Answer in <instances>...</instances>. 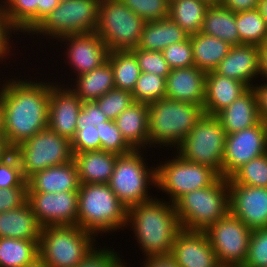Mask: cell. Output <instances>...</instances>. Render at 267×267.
<instances>
[{
	"mask_svg": "<svg viewBox=\"0 0 267 267\" xmlns=\"http://www.w3.org/2000/svg\"><path fill=\"white\" fill-rule=\"evenodd\" d=\"M102 150L118 155H126L134 149L123 138L115 121L107 120L104 122Z\"/></svg>",
	"mask_w": 267,
	"mask_h": 267,
	"instance_id": "46",
	"label": "cell"
},
{
	"mask_svg": "<svg viewBox=\"0 0 267 267\" xmlns=\"http://www.w3.org/2000/svg\"><path fill=\"white\" fill-rule=\"evenodd\" d=\"M25 181L14 153L0 163V189L20 187Z\"/></svg>",
	"mask_w": 267,
	"mask_h": 267,
	"instance_id": "47",
	"label": "cell"
},
{
	"mask_svg": "<svg viewBox=\"0 0 267 267\" xmlns=\"http://www.w3.org/2000/svg\"><path fill=\"white\" fill-rule=\"evenodd\" d=\"M121 258L114 248L99 245L98 248L95 246L75 267H120L125 262Z\"/></svg>",
	"mask_w": 267,
	"mask_h": 267,
	"instance_id": "45",
	"label": "cell"
},
{
	"mask_svg": "<svg viewBox=\"0 0 267 267\" xmlns=\"http://www.w3.org/2000/svg\"><path fill=\"white\" fill-rule=\"evenodd\" d=\"M118 156L103 150L75 153L73 159L77 165L80 183H108Z\"/></svg>",
	"mask_w": 267,
	"mask_h": 267,
	"instance_id": "27",
	"label": "cell"
},
{
	"mask_svg": "<svg viewBox=\"0 0 267 267\" xmlns=\"http://www.w3.org/2000/svg\"><path fill=\"white\" fill-rule=\"evenodd\" d=\"M148 104L133 102L114 121L134 150L150 149Z\"/></svg>",
	"mask_w": 267,
	"mask_h": 267,
	"instance_id": "26",
	"label": "cell"
},
{
	"mask_svg": "<svg viewBox=\"0 0 267 267\" xmlns=\"http://www.w3.org/2000/svg\"><path fill=\"white\" fill-rule=\"evenodd\" d=\"M228 184L267 188V153L243 164L228 178Z\"/></svg>",
	"mask_w": 267,
	"mask_h": 267,
	"instance_id": "38",
	"label": "cell"
},
{
	"mask_svg": "<svg viewBox=\"0 0 267 267\" xmlns=\"http://www.w3.org/2000/svg\"><path fill=\"white\" fill-rule=\"evenodd\" d=\"M172 158L156 165V191L164 192L171 203L193 190L208 187L220 175L211 167L183 159L176 151Z\"/></svg>",
	"mask_w": 267,
	"mask_h": 267,
	"instance_id": "10",
	"label": "cell"
},
{
	"mask_svg": "<svg viewBox=\"0 0 267 267\" xmlns=\"http://www.w3.org/2000/svg\"><path fill=\"white\" fill-rule=\"evenodd\" d=\"M27 202L41 227L77 225L78 191L27 192Z\"/></svg>",
	"mask_w": 267,
	"mask_h": 267,
	"instance_id": "15",
	"label": "cell"
},
{
	"mask_svg": "<svg viewBox=\"0 0 267 267\" xmlns=\"http://www.w3.org/2000/svg\"><path fill=\"white\" fill-rule=\"evenodd\" d=\"M260 73L261 79H267V41L259 46Z\"/></svg>",
	"mask_w": 267,
	"mask_h": 267,
	"instance_id": "54",
	"label": "cell"
},
{
	"mask_svg": "<svg viewBox=\"0 0 267 267\" xmlns=\"http://www.w3.org/2000/svg\"><path fill=\"white\" fill-rule=\"evenodd\" d=\"M59 43L64 44V60L76 75L90 72L100 67L107 61L109 51L106 44L96 32L66 35L58 39ZM67 61V62H66Z\"/></svg>",
	"mask_w": 267,
	"mask_h": 267,
	"instance_id": "16",
	"label": "cell"
},
{
	"mask_svg": "<svg viewBox=\"0 0 267 267\" xmlns=\"http://www.w3.org/2000/svg\"><path fill=\"white\" fill-rule=\"evenodd\" d=\"M10 77L0 78V110L4 136L15 148L48 127L50 91L54 81H45L43 77L39 81L30 77L23 79L26 74Z\"/></svg>",
	"mask_w": 267,
	"mask_h": 267,
	"instance_id": "1",
	"label": "cell"
},
{
	"mask_svg": "<svg viewBox=\"0 0 267 267\" xmlns=\"http://www.w3.org/2000/svg\"><path fill=\"white\" fill-rule=\"evenodd\" d=\"M150 148L176 150L204 116L202 105L161 98L148 105ZM174 150H173V149Z\"/></svg>",
	"mask_w": 267,
	"mask_h": 267,
	"instance_id": "4",
	"label": "cell"
},
{
	"mask_svg": "<svg viewBox=\"0 0 267 267\" xmlns=\"http://www.w3.org/2000/svg\"><path fill=\"white\" fill-rule=\"evenodd\" d=\"M190 35L170 17L144 24L136 48L146 51H163L167 46L187 40Z\"/></svg>",
	"mask_w": 267,
	"mask_h": 267,
	"instance_id": "29",
	"label": "cell"
},
{
	"mask_svg": "<svg viewBox=\"0 0 267 267\" xmlns=\"http://www.w3.org/2000/svg\"><path fill=\"white\" fill-rule=\"evenodd\" d=\"M95 102L106 117L114 121L134 101L131 92L113 88Z\"/></svg>",
	"mask_w": 267,
	"mask_h": 267,
	"instance_id": "40",
	"label": "cell"
},
{
	"mask_svg": "<svg viewBox=\"0 0 267 267\" xmlns=\"http://www.w3.org/2000/svg\"><path fill=\"white\" fill-rule=\"evenodd\" d=\"M28 182L20 187L0 189V213L21 207L27 202Z\"/></svg>",
	"mask_w": 267,
	"mask_h": 267,
	"instance_id": "49",
	"label": "cell"
},
{
	"mask_svg": "<svg viewBox=\"0 0 267 267\" xmlns=\"http://www.w3.org/2000/svg\"><path fill=\"white\" fill-rule=\"evenodd\" d=\"M207 3L208 5H217L221 4L222 0H201Z\"/></svg>",
	"mask_w": 267,
	"mask_h": 267,
	"instance_id": "59",
	"label": "cell"
},
{
	"mask_svg": "<svg viewBox=\"0 0 267 267\" xmlns=\"http://www.w3.org/2000/svg\"><path fill=\"white\" fill-rule=\"evenodd\" d=\"M214 71L253 88L255 80L259 81L258 78L261 77L259 46L249 44L232 46Z\"/></svg>",
	"mask_w": 267,
	"mask_h": 267,
	"instance_id": "20",
	"label": "cell"
},
{
	"mask_svg": "<svg viewBox=\"0 0 267 267\" xmlns=\"http://www.w3.org/2000/svg\"><path fill=\"white\" fill-rule=\"evenodd\" d=\"M252 232L230 212L204 231L221 267L244 265Z\"/></svg>",
	"mask_w": 267,
	"mask_h": 267,
	"instance_id": "13",
	"label": "cell"
},
{
	"mask_svg": "<svg viewBox=\"0 0 267 267\" xmlns=\"http://www.w3.org/2000/svg\"><path fill=\"white\" fill-rule=\"evenodd\" d=\"M12 34L19 35L20 33H17V31L10 25L7 15L5 13L3 1L0 0V62L1 64L3 62L10 60L11 56L14 57L13 54L15 52H13L12 45H15L14 44L15 42L13 41L14 39H12L13 38Z\"/></svg>",
	"mask_w": 267,
	"mask_h": 267,
	"instance_id": "48",
	"label": "cell"
},
{
	"mask_svg": "<svg viewBox=\"0 0 267 267\" xmlns=\"http://www.w3.org/2000/svg\"><path fill=\"white\" fill-rule=\"evenodd\" d=\"M194 66L206 72L213 71L229 53L231 45L202 32L190 35Z\"/></svg>",
	"mask_w": 267,
	"mask_h": 267,
	"instance_id": "32",
	"label": "cell"
},
{
	"mask_svg": "<svg viewBox=\"0 0 267 267\" xmlns=\"http://www.w3.org/2000/svg\"><path fill=\"white\" fill-rule=\"evenodd\" d=\"M206 74L196 66L171 69L166 78V98L203 106Z\"/></svg>",
	"mask_w": 267,
	"mask_h": 267,
	"instance_id": "22",
	"label": "cell"
},
{
	"mask_svg": "<svg viewBox=\"0 0 267 267\" xmlns=\"http://www.w3.org/2000/svg\"><path fill=\"white\" fill-rule=\"evenodd\" d=\"M208 6L201 0H174L170 2L169 17L192 35L201 32Z\"/></svg>",
	"mask_w": 267,
	"mask_h": 267,
	"instance_id": "34",
	"label": "cell"
},
{
	"mask_svg": "<svg viewBox=\"0 0 267 267\" xmlns=\"http://www.w3.org/2000/svg\"><path fill=\"white\" fill-rule=\"evenodd\" d=\"M226 134L251 128L261 121L256 92L249 88L230 106L215 115Z\"/></svg>",
	"mask_w": 267,
	"mask_h": 267,
	"instance_id": "25",
	"label": "cell"
},
{
	"mask_svg": "<svg viewBox=\"0 0 267 267\" xmlns=\"http://www.w3.org/2000/svg\"><path fill=\"white\" fill-rule=\"evenodd\" d=\"M131 52L135 55L141 73H152L167 78L171 68L164 59L162 51H146L134 48Z\"/></svg>",
	"mask_w": 267,
	"mask_h": 267,
	"instance_id": "42",
	"label": "cell"
},
{
	"mask_svg": "<svg viewBox=\"0 0 267 267\" xmlns=\"http://www.w3.org/2000/svg\"><path fill=\"white\" fill-rule=\"evenodd\" d=\"M127 214L128 208L108 183L80 184L77 213V225L80 228L96 237L112 234L119 229L124 231Z\"/></svg>",
	"mask_w": 267,
	"mask_h": 267,
	"instance_id": "3",
	"label": "cell"
},
{
	"mask_svg": "<svg viewBox=\"0 0 267 267\" xmlns=\"http://www.w3.org/2000/svg\"><path fill=\"white\" fill-rule=\"evenodd\" d=\"M242 267H267V228L253 230Z\"/></svg>",
	"mask_w": 267,
	"mask_h": 267,
	"instance_id": "43",
	"label": "cell"
},
{
	"mask_svg": "<svg viewBox=\"0 0 267 267\" xmlns=\"http://www.w3.org/2000/svg\"><path fill=\"white\" fill-rule=\"evenodd\" d=\"M259 81H257L256 84H254L253 89L256 92L258 111L261 120L267 122V79L266 80L261 79ZM261 81H266V82L261 83Z\"/></svg>",
	"mask_w": 267,
	"mask_h": 267,
	"instance_id": "50",
	"label": "cell"
},
{
	"mask_svg": "<svg viewBox=\"0 0 267 267\" xmlns=\"http://www.w3.org/2000/svg\"><path fill=\"white\" fill-rule=\"evenodd\" d=\"M41 228L28 202L0 213V238L40 240Z\"/></svg>",
	"mask_w": 267,
	"mask_h": 267,
	"instance_id": "28",
	"label": "cell"
},
{
	"mask_svg": "<svg viewBox=\"0 0 267 267\" xmlns=\"http://www.w3.org/2000/svg\"><path fill=\"white\" fill-rule=\"evenodd\" d=\"M96 239L78 225L45 226L41 228L39 258L48 267H75L99 245Z\"/></svg>",
	"mask_w": 267,
	"mask_h": 267,
	"instance_id": "6",
	"label": "cell"
},
{
	"mask_svg": "<svg viewBox=\"0 0 267 267\" xmlns=\"http://www.w3.org/2000/svg\"><path fill=\"white\" fill-rule=\"evenodd\" d=\"M141 263V267H179L170 255L149 257Z\"/></svg>",
	"mask_w": 267,
	"mask_h": 267,
	"instance_id": "52",
	"label": "cell"
},
{
	"mask_svg": "<svg viewBox=\"0 0 267 267\" xmlns=\"http://www.w3.org/2000/svg\"><path fill=\"white\" fill-rule=\"evenodd\" d=\"M14 153V148L9 144L6 137L0 138V163Z\"/></svg>",
	"mask_w": 267,
	"mask_h": 267,
	"instance_id": "55",
	"label": "cell"
},
{
	"mask_svg": "<svg viewBox=\"0 0 267 267\" xmlns=\"http://www.w3.org/2000/svg\"><path fill=\"white\" fill-rule=\"evenodd\" d=\"M27 192L56 193L78 191L80 181L77 165L71 161L36 172L28 180Z\"/></svg>",
	"mask_w": 267,
	"mask_h": 267,
	"instance_id": "23",
	"label": "cell"
},
{
	"mask_svg": "<svg viewBox=\"0 0 267 267\" xmlns=\"http://www.w3.org/2000/svg\"><path fill=\"white\" fill-rule=\"evenodd\" d=\"M126 228L134 232L142 259L169 255L182 229L174 204L156 196L128 208Z\"/></svg>",
	"mask_w": 267,
	"mask_h": 267,
	"instance_id": "2",
	"label": "cell"
},
{
	"mask_svg": "<svg viewBox=\"0 0 267 267\" xmlns=\"http://www.w3.org/2000/svg\"><path fill=\"white\" fill-rule=\"evenodd\" d=\"M174 206L182 229L205 231L230 212L228 178L184 194Z\"/></svg>",
	"mask_w": 267,
	"mask_h": 267,
	"instance_id": "5",
	"label": "cell"
},
{
	"mask_svg": "<svg viewBox=\"0 0 267 267\" xmlns=\"http://www.w3.org/2000/svg\"><path fill=\"white\" fill-rule=\"evenodd\" d=\"M201 32L217 37L231 46L242 45L236 25V13L221 4L208 6Z\"/></svg>",
	"mask_w": 267,
	"mask_h": 267,
	"instance_id": "31",
	"label": "cell"
},
{
	"mask_svg": "<svg viewBox=\"0 0 267 267\" xmlns=\"http://www.w3.org/2000/svg\"><path fill=\"white\" fill-rule=\"evenodd\" d=\"M25 267H48L40 258H37L32 264Z\"/></svg>",
	"mask_w": 267,
	"mask_h": 267,
	"instance_id": "57",
	"label": "cell"
},
{
	"mask_svg": "<svg viewBox=\"0 0 267 267\" xmlns=\"http://www.w3.org/2000/svg\"><path fill=\"white\" fill-rule=\"evenodd\" d=\"M10 25L26 37L38 25V0H2Z\"/></svg>",
	"mask_w": 267,
	"mask_h": 267,
	"instance_id": "36",
	"label": "cell"
},
{
	"mask_svg": "<svg viewBox=\"0 0 267 267\" xmlns=\"http://www.w3.org/2000/svg\"><path fill=\"white\" fill-rule=\"evenodd\" d=\"M267 153V122L227 134L222 161V177L229 178L243 164Z\"/></svg>",
	"mask_w": 267,
	"mask_h": 267,
	"instance_id": "14",
	"label": "cell"
},
{
	"mask_svg": "<svg viewBox=\"0 0 267 267\" xmlns=\"http://www.w3.org/2000/svg\"><path fill=\"white\" fill-rule=\"evenodd\" d=\"M59 4L58 0H38V24Z\"/></svg>",
	"mask_w": 267,
	"mask_h": 267,
	"instance_id": "53",
	"label": "cell"
},
{
	"mask_svg": "<svg viewBox=\"0 0 267 267\" xmlns=\"http://www.w3.org/2000/svg\"><path fill=\"white\" fill-rule=\"evenodd\" d=\"M146 22L121 0H100L96 33L109 52L137 47Z\"/></svg>",
	"mask_w": 267,
	"mask_h": 267,
	"instance_id": "8",
	"label": "cell"
},
{
	"mask_svg": "<svg viewBox=\"0 0 267 267\" xmlns=\"http://www.w3.org/2000/svg\"><path fill=\"white\" fill-rule=\"evenodd\" d=\"M70 1H73V0H58L59 3H66V2H70Z\"/></svg>",
	"mask_w": 267,
	"mask_h": 267,
	"instance_id": "60",
	"label": "cell"
},
{
	"mask_svg": "<svg viewBox=\"0 0 267 267\" xmlns=\"http://www.w3.org/2000/svg\"><path fill=\"white\" fill-rule=\"evenodd\" d=\"M236 25L242 44L261 46L267 41V24L257 8L237 12Z\"/></svg>",
	"mask_w": 267,
	"mask_h": 267,
	"instance_id": "37",
	"label": "cell"
},
{
	"mask_svg": "<svg viewBox=\"0 0 267 267\" xmlns=\"http://www.w3.org/2000/svg\"><path fill=\"white\" fill-rule=\"evenodd\" d=\"M39 240L0 238V267H25L39 258Z\"/></svg>",
	"mask_w": 267,
	"mask_h": 267,
	"instance_id": "33",
	"label": "cell"
},
{
	"mask_svg": "<svg viewBox=\"0 0 267 267\" xmlns=\"http://www.w3.org/2000/svg\"><path fill=\"white\" fill-rule=\"evenodd\" d=\"M107 61L113 69L115 88L132 93L141 74L135 55L131 51H112Z\"/></svg>",
	"mask_w": 267,
	"mask_h": 267,
	"instance_id": "35",
	"label": "cell"
},
{
	"mask_svg": "<svg viewBox=\"0 0 267 267\" xmlns=\"http://www.w3.org/2000/svg\"><path fill=\"white\" fill-rule=\"evenodd\" d=\"M249 87L232 78L217 74L214 70L206 74L205 100L203 110L206 115L215 116L230 106Z\"/></svg>",
	"mask_w": 267,
	"mask_h": 267,
	"instance_id": "24",
	"label": "cell"
},
{
	"mask_svg": "<svg viewBox=\"0 0 267 267\" xmlns=\"http://www.w3.org/2000/svg\"><path fill=\"white\" fill-rule=\"evenodd\" d=\"M226 136L218 119L204 114L175 151L183 159L209 166L222 176Z\"/></svg>",
	"mask_w": 267,
	"mask_h": 267,
	"instance_id": "12",
	"label": "cell"
},
{
	"mask_svg": "<svg viewBox=\"0 0 267 267\" xmlns=\"http://www.w3.org/2000/svg\"><path fill=\"white\" fill-rule=\"evenodd\" d=\"M100 0H73L60 3L28 34L47 40L63 36L95 32L98 25Z\"/></svg>",
	"mask_w": 267,
	"mask_h": 267,
	"instance_id": "9",
	"label": "cell"
},
{
	"mask_svg": "<svg viewBox=\"0 0 267 267\" xmlns=\"http://www.w3.org/2000/svg\"><path fill=\"white\" fill-rule=\"evenodd\" d=\"M4 131H3V121H2V112L0 110V138H4Z\"/></svg>",
	"mask_w": 267,
	"mask_h": 267,
	"instance_id": "58",
	"label": "cell"
},
{
	"mask_svg": "<svg viewBox=\"0 0 267 267\" xmlns=\"http://www.w3.org/2000/svg\"><path fill=\"white\" fill-rule=\"evenodd\" d=\"M127 265H128V263H123L120 267H127ZM128 267H130V266H128Z\"/></svg>",
	"mask_w": 267,
	"mask_h": 267,
	"instance_id": "61",
	"label": "cell"
},
{
	"mask_svg": "<svg viewBox=\"0 0 267 267\" xmlns=\"http://www.w3.org/2000/svg\"><path fill=\"white\" fill-rule=\"evenodd\" d=\"M109 120L95 101H84L78 114L76 133L71 139L75 153L102 150L104 122Z\"/></svg>",
	"mask_w": 267,
	"mask_h": 267,
	"instance_id": "21",
	"label": "cell"
},
{
	"mask_svg": "<svg viewBox=\"0 0 267 267\" xmlns=\"http://www.w3.org/2000/svg\"><path fill=\"white\" fill-rule=\"evenodd\" d=\"M131 94L134 102L148 105L166 98V78L152 73H141Z\"/></svg>",
	"mask_w": 267,
	"mask_h": 267,
	"instance_id": "39",
	"label": "cell"
},
{
	"mask_svg": "<svg viewBox=\"0 0 267 267\" xmlns=\"http://www.w3.org/2000/svg\"><path fill=\"white\" fill-rule=\"evenodd\" d=\"M169 255L179 267H221L204 231L181 229Z\"/></svg>",
	"mask_w": 267,
	"mask_h": 267,
	"instance_id": "19",
	"label": "cell"
},
{
	"mask_svg": "<svg viewBox=\"0 0 267 267\" xmlns=\"http://www.w3.org/2000/svg\"><path fill=\"white\" fill-rule=\"evenodd\" d=\"M144 151L148 153V150H133L126 155H119L108 182L111 190L127 208L154 198L149 191L150 186H157L156 165L152 162L148 166Z\"/></svg>",
	"mask_w": 267,
	"mask_h": 267,
	"instance_id": "7",
	"label": "cell"
},
{
	"mask_svg": "<svg viewBox=\"0 0 267 267\" xmlns=\"http://www.w3.org/2000/svg\"><path fill=\"white\" fill-rule=\"evenodd\" d=\"M14 154L26 181L36 172L73 159L71 140L48 127L16 146Z\"/></svg>",
	"mask_w": 267,
	"mask_h": 267,
	"instance_id": "11",
	"label": "cell"
},
{
	"mask_svg": "<svg viewBox=\"0 0 267 267\" xmlns=\"http://www.w3.org/2000/svg\"><path fill=\"white\" fill-rule=\"evenodd\" d=\"M71 80H73V83L68 81V83L62 85L70 83L69 88L82 102L95 101L115 88L113 69L108 61L90 72L78 75L74 79L71 78Z\"/></svg>",
	"mask_w": 267,
	"mask_h": 267,
	"instance_id": "30",
	"label": "cell"
},
{
	"mask_svg": "<svg viewBox=\"0 0 267 267\" xmlns=\"http://www.w3.org/2000/svg\"><path fill=\"white\" fill-rule=\"evenodd\" d=\"M259 0H222L221 5L234 13L253 10L258 7Z\"/></svg>",
	"mask_w": 267,
	"mask_h": 267,
	"instance_id": "51",
	"label": "cell"
},
{
	"mask_svg": "<svg viewBox=\"0 0 267 267\" xmlns=\"http://www.w3.org/2000/svg\"><path fill=\"white\" fill-rule=\"evenodd\" d=\"M230 213L251 230L267 228V188L229 184Z\"/></svg>",
	"mask_w": 267,
	"mask_h": 267,
	"instance_id": "17",
	"label": "cell"
},
{
	"mask_svg": "<svg viewBox=\"0 0 267 267\" xmlns=\"http://www.w3.org/2000/svg\"><path fill=\"white\" fill-rule=\"evenodd\" d=\"M162 53L171 69L194 66L190 37L185 41L167 46Z\"/></svg>",
	"mask_w": 267,
	"mask_h": 267,
	"instance_id": "44",
	"label": "cell"
},
{
	"mask_svg": "<svg viewBox=\"0 0 267 267\" xmlns=\"http://www.w3.org/2000/svg\"><path fill=\"white\" fill-rule=\"evenodd\" d=\"M257 9L267 24V0H259Z\"/></svg>",
	"mask_w": 267,
	"mask_h": 267,
	"instance_id": "56",
	"label": "cell"
},
{
	"mask_svg": "<svg viewBox=\"0 0 267 267\" xmlns=\"http://www.w3.org/2000/svg\"><path fill=\"white\" fill-rule=\"evenodd\" d=\"M62 82H54L49 99L48 128L70 140L75 136L78 114L83 102Z\"/></svg>",
	"mask_w": 267,
	"mask_h": 267,
	"instance_id": "18",
	"label": "cell"
},
{
	"mask_svg": "<svg viewBox=\"0 0 267 267\" xmlns=\"http://www.w3.org/2000/svg\"><path fill=\"white\" fill-rule=\"evenodd\" d=\"M145 22L157 21L169 17L168 0H121Z\"/></svg>",
	"mask_w": 267,
	"mask_h": 267,
	"instance_id": "41",
	"label": "cell"
}]
</instances>
